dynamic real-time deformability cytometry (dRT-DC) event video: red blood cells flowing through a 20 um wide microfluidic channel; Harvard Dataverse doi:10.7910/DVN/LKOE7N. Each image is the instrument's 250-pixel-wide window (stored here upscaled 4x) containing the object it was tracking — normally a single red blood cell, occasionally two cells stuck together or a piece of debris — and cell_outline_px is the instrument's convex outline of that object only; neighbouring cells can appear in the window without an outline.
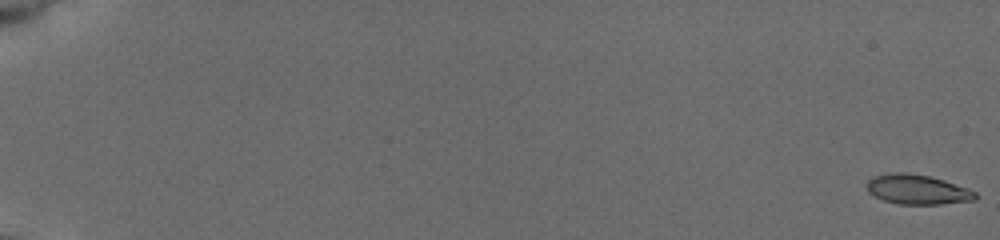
{"species": "common noctule bat (a hibernating species)", "species_latin": "Nyctalus noctula", "temperature_condition": "cold", "stored_images_in_passage": 10, "camera_frame_rate_fps": 3000, "um_per_image_px": 0.085, "animal": {"sex": "female", "body_mass_g": 19.5, "forearm_length_mm": 54.1}, "frame": {"image": 1, "passage_image": 1, "time_ms": 0.0, "image_size_px": [1000, 240], "cell_outline_px": [[980, 196], [976, 200], [940, 204], [900, 204], [884, 200], [868, 192], [864, 184], [872, 176], [892, 172], [904, 172], [932, 176], [968, 188], [976, 192]], "centroid_in_image_um": [77.98, 16.09], "position_along_channel_um": 7.0, "area_um2": 19.07}}
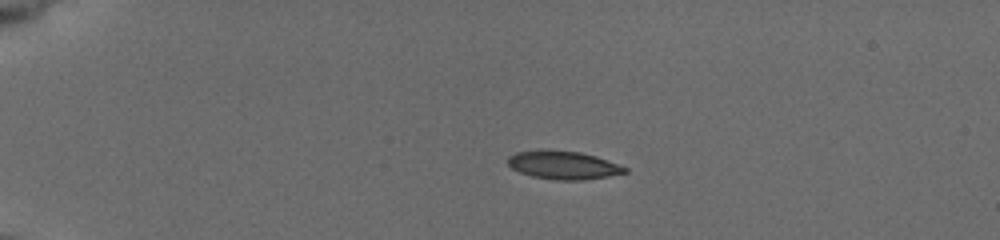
{"frame": {"image": 2, "passage_image": 5, "time_ms": 4.667, "image_size_px": [1000, 240], "cell_outline_px": [[628, 172], [608, 176], [584, 180], [556, 180], [532, 176], [520, 172], [512, 168], [508, 164], [508, 156], [516, 152], [540, 148], [548, 148], [580, 152], [596, 156], [628, 168]], "centroid_in_image_um": [47.85, 14.01], "position_along_channel_um": 37.2, "area_um2": 19.59}}
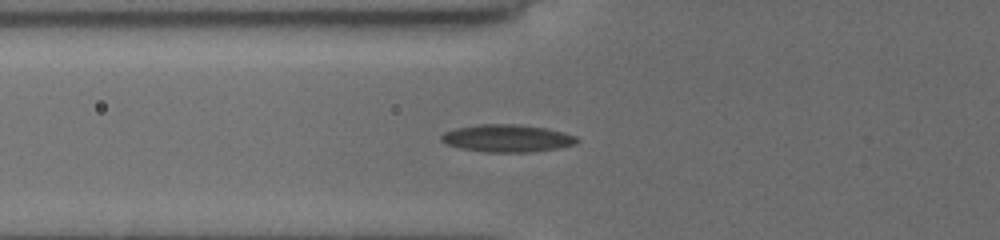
{"frame": {"image": 3, "passage_image": 9, "time_ms": 7.667, "image_size_px": [1000, 240], "cell_outline_px": [[580, 140], [576, 144], [560, 148], [528, 152], [484, 152], [460, 148], [448, 144], [440, 140], [440, 136], [444, 132], [456, 128], [480, 124], [516, 124], [544, 128], [576, 136]], "centroid_in_image_um": [43.1, 11.76], "position_along_channel_um": 82.7, "area_um2": 21.62}}